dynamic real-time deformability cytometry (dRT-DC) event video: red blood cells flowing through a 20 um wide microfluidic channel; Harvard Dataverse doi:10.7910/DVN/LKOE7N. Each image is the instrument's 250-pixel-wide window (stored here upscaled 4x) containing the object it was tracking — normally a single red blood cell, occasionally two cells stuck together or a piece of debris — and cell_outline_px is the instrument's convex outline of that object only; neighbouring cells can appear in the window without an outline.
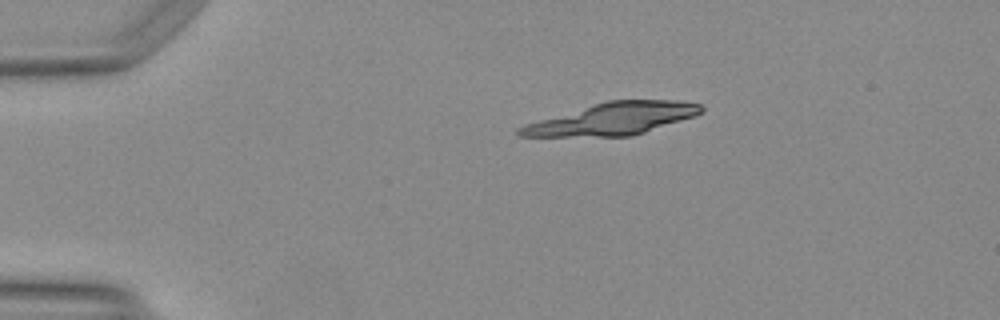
{"species": "Egyptian fruit bat (a non-hibernating species)", "species_latin": "Rousettus aegyptiacus", "temperature_condition": "warm", "stored_images_in_passage": 8, "camera_frame_rate_fps": 3000, "um_per_image_px": 0.085, "animal": {"sex": "female"}, "frame": {"image": 1, "passage_image": 1, "time_ms": 0.0, "image_size_px": [1000, 320], "cell_outline_px": [[704, 112], [696, 116], [632, 136], [520, 136], [516, 132], [516, 128], [524, 124], [608, 100], [676, 100], [700, 104], [704, 108]], "centroid_in_image_um": [52.12, 10.1], "position_along_channel_um": 32.9, "area_um2": 33.64}}